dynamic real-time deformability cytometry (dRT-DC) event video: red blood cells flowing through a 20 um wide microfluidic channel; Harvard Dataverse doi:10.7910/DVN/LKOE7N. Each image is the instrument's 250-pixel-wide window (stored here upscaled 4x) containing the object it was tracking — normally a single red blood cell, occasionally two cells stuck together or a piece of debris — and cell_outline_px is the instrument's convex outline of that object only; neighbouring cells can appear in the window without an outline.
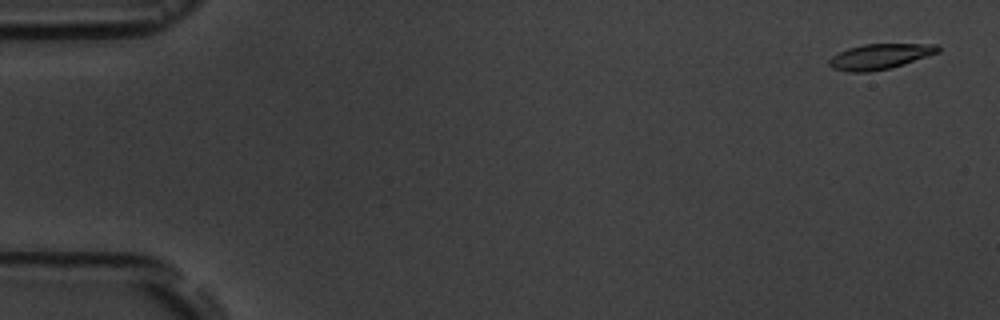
{"species": "common noctule bat (a hibernating species)", "species_latin": "Nyctalus noctula", "temperature_condition": "room temperature", "stored_images_in_passage": 6, "segment_of_instrument_passage": [1, 2], "camera_frame_rate_fps": 3000, "um_per_image_px": 0.085, "animal": {"sex": "male", "body_mass_g": 19.5, "forearm_length_mm": 54.6}, "frame": {"image": 1, "passage_image": 1, "time_ms": 0.0, "image_size_px": [1000, 320], "cell_outline_px": [[940, 52], [904, 64], [888, 68], [868, 72], [848, 72], [832, 68], [828, 64], [828, 60], [832, 56], [848, 48], [864, 44], [936, 44], [940, 48]], "centroid_in_image_um": [74.78, 4.8], "position_along_channel_um": 10.2, "area_um2": 16.01}}